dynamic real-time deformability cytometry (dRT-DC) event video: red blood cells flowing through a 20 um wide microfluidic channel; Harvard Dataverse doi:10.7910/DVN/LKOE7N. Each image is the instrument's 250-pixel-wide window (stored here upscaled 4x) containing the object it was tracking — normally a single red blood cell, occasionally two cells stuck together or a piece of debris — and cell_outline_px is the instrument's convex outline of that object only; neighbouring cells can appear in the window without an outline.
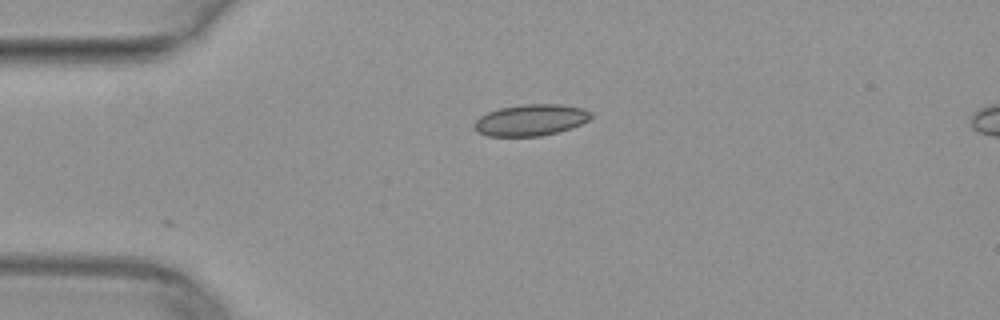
{"species": "common noctule bat (a hibernating species)", "species_latin": "Nyctalus noctula", "temperature_condition": "warm", "stored_images_in_passage": 39, "camera_frame_rate_fps": 3000, "um_per_image_px": 0.085, "animal": {"sex": "female", "body_mass_g": 29.2, "forearm_length_mm": 56.3}, "frame": {"image": 1, "passage_image": 1, "time_ms": 0.0, "image_size_px": [1000, 320], "cell_outline_px": [[592, 116], [588, 120], [572, 128], [540, 136], [488, 136], [476, 132], [472, 128], [472, 124], [480, 116], [488, 112], [500, 108], [524, 104], [560, 104], [584, 108], [592, 112]], "centroid_in_image_um": [45.09, 10.2], "position_along_channel_um": 39.9, "area_um2": 21.5}}
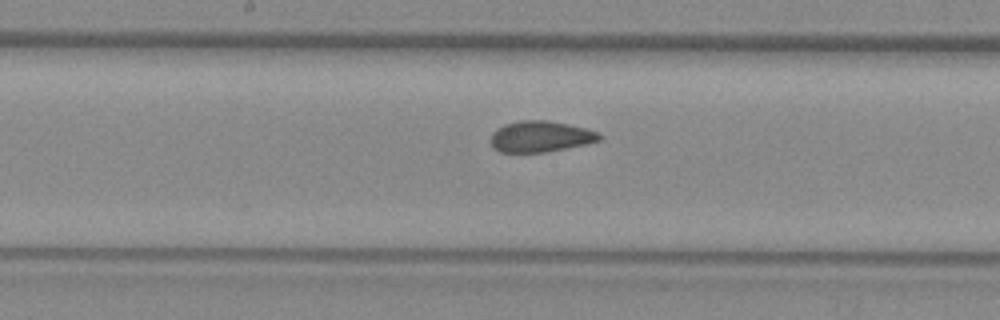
{"frame": {"image": 2, "passage_image": 15, "time_ms": 4.667, "image_size_px": [1000, 320], "cell_outline_px": [[600, 140], [588, 144], [544, 152], [500, 152], [492, 148], [492, 132], [496, 128], [504, 124], [520, 120], [548, 120], [568, 124], [600, 132]], "centroid_in_image_um": [45.93, 11.6], "position_along_channel_um": 202.3, "area_um2": 19.71}}
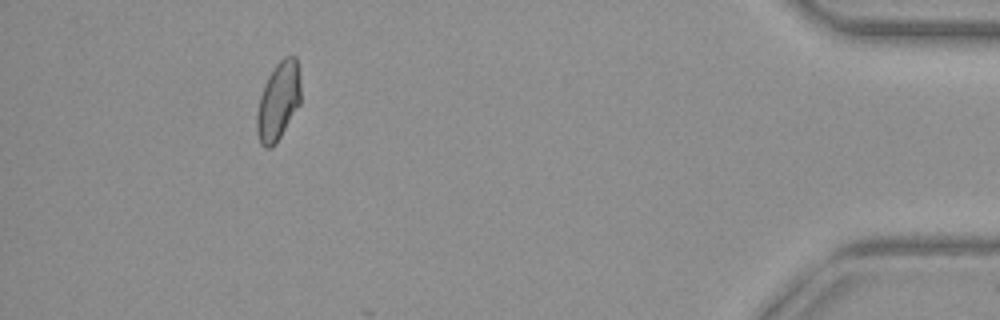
{"frame": {"image": 3, "passage_image": 35, "time_ms": 11.333, "image_size_px": [1000, 320], "cell_outline_px": [[300, 104], [280, 136], [268, 148], [264, 148], [260, 144], [256, 132], [256, 116], [260, 96], [264, 84], [268, 76], [276, 64], [284, 56], [296, 56], [300, 76]], "centroid_in_image_um": [23.65, 8.56], "position_along_channel_um": 411.6, "area_um2": 19.88}}